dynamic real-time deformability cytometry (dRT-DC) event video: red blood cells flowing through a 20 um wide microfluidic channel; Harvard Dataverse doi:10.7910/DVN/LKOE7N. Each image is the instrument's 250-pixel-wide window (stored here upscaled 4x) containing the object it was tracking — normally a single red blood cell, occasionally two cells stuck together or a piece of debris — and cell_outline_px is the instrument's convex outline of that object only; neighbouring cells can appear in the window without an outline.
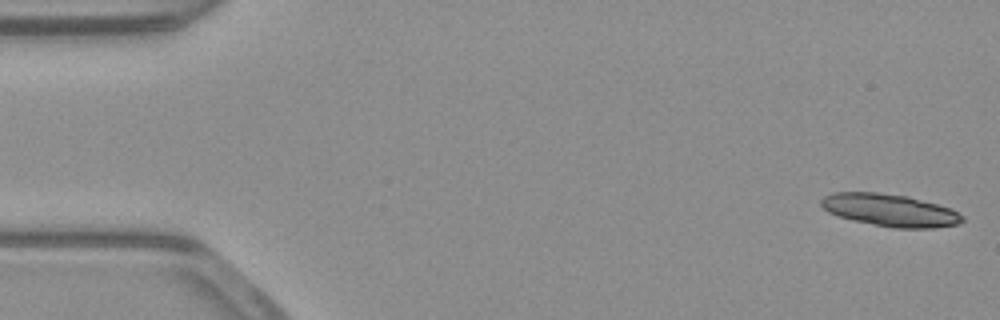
{"species": "common noctule bat (a hibernating species)", "species_latin": "Nyctalus noctula", "temperature_condition": "warm", "stored_images_in_passage": 39, "segment_of_instrument_passage": [1, 2], "camera_frame_rate_fps": 3000, "um_per_image_px": 0.085, "animal": {"sex": "male", "body_mass_g": 23.1, "forearm_length_mm": 52.7}, "frame": {"image": 1, "passage_image": 1, "time_ms": 0.0, "image_size_px": [1000, 320], "cell_outline_px": [[964, 220], [956, 224], [932, 228], [892, 228], [852, 220], [828, 212], [820, 204], [820, 200], [824, 196], [832, 192], [876, 192], [908, 196], [952, 208], [964, 216]], "centroid_in_image_um": [75.64, 17.86], "position_along_channel_um": 9.4, "area_um2": 26.7}}